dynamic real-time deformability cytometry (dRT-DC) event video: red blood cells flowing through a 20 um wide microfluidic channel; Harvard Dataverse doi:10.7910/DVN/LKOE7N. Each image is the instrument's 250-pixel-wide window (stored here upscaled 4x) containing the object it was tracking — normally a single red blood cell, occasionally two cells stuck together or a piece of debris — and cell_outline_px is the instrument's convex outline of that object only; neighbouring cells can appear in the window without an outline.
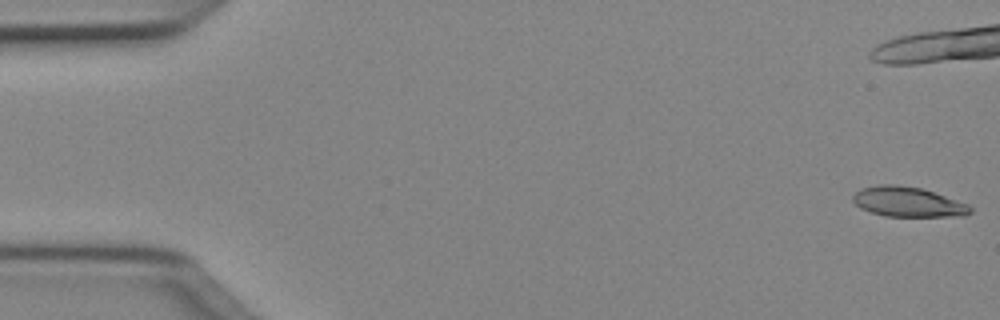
{"species": "Egyptian fruit bat (a non-hibernating species)", "species_latin": "Rousettus aegyptiacus", "temperature_condition": "cold", "stored_images_in_passage": 51, "camera_frame_rate_fps": 3000, "um_per_image_px": 0.085, "animal": {"sex": "female"}, "frame": {"image": 1, "passage_image": 1, "time_ms": 0.0, "image_size_px": [1000, 320], "cell_outline_px": [[972, 212], [964, 216], [884, 216], [860, 208], [852, 200], [852, 196], [860, 188], [876, 184], [896, 184], [920, 188], [968, 204], [972, 208]], "centroid_in_image_um": [77.14, 17.16], "position_along_channel_um": 7.9, "area_um2": 20.4}, "authors_computed_cell_mechanics": {"area_um2": 21.097, "velocity_mm_per_s": 4.0596, "shape_relaxation_time_tau1_ms": null, "shape_relaxation_time_tau2_ms": 7.1593, "deformation_change_tau1": null, "deformation_change_tau2": 0.1819}}